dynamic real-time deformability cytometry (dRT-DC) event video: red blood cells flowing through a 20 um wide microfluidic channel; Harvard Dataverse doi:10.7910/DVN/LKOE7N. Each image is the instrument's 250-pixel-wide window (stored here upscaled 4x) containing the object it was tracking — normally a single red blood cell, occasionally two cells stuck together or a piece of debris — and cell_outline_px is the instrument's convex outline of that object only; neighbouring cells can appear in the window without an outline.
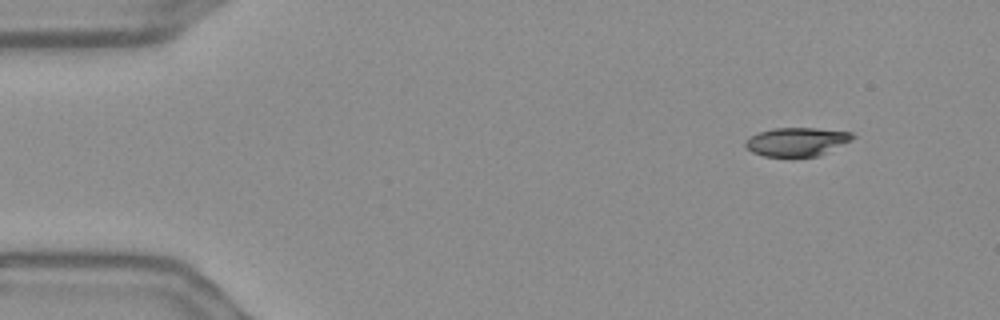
{"species": "Egyptian fruit bat (a non-hibernating species)", "species_latin": "Rousettus aegyptiacus", "temperature_condition": "warm", "stored_images_in_passage": 51, "camera_frame_rate_fps": 3000, "um_per_image_px": 0.085, "frame": {"image": 1, "passage_image": 1, "time_ms": 0.0, "image_size_px": [1000, 320], "cell_outline_px": [[856, 136], [852, 140], [820, 156], [764, 156], [752, 152], [744, 144], [744, 140], [760, 132], [772, 128], [816, 128], [852, 132]], "centroid_in_image_um": [67.76, 12.04], "position_along_channel_um": 17.2, "area_um2": 17.86}}
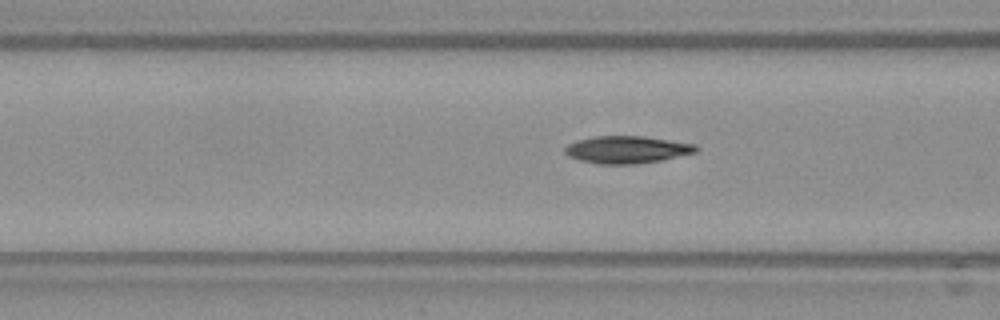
{"frame": {"image": 2, "passage_image": 17, "time_ms": 5.333, "image_size_px": [1000, 320], "cell_outline_px": [[700, 148], [696, 152], [660, 160], [636, 164], [596, 164], [580, 160], [568, 156], [564, 152], [564, 148], [568, 144], [576, 140], [592, 136], [644, 136], [696, 144]], "centroid_in_image_um": [53.26, 12.71], "position_along_channel_um": 113.3, "area_um2": 20.98}}
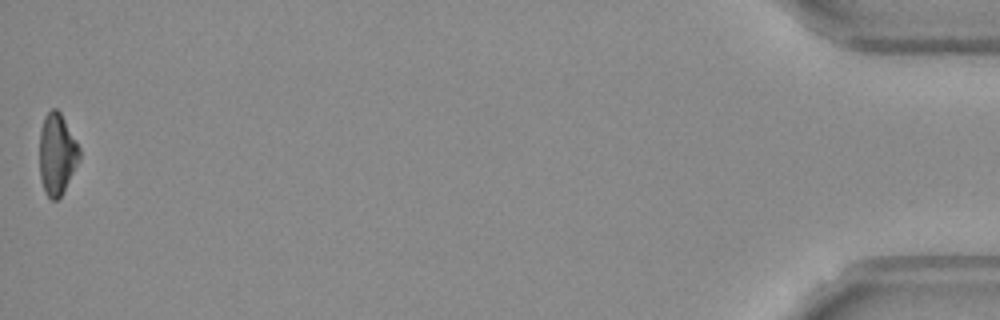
{"frame": {"image": 3, "passage_image": 51, "time_ms": 16.667, "image_size_px": [1000, 320], "cell_outline_px": [[80, 160], [60, 196], [56, 200], [52, 200], [48, 196], [44, 188], [40, 176], [40, 128], [44, 116], [52, 108], [56, 108], [60, 112], [76, 140], [80, 148]], "centroid_in_image_um": [4.85, 13.06], "position_along_channel_um": 430.4, "area_um2": 18.73}, "authors_computed_cell_mechanics": {"area_um2": 19.9988, "velocity_mm_per_s": 3.6606, "shape_relaxation_time_tau1_ms": 9.8982, "shape_relaxation_time_tau2_ms": 3.849, "deformation_change_tau1": 0.2432, "deformation_change_tau2": 0.1069}}